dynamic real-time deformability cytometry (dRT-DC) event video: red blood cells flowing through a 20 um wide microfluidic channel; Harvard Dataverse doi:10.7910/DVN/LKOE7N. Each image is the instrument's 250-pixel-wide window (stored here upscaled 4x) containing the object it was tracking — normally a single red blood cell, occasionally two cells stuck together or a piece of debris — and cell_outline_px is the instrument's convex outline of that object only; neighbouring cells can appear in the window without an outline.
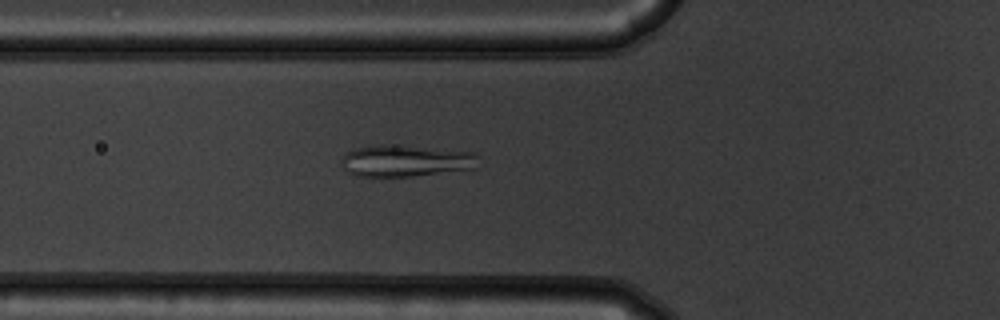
{"species": "common noctule bat (a hibernating species)", "species_latin": "Nyctalus noctula", "temperature_condition": "warm", "stored_images_in_passage": 53, "camera_frame_rate_fps": 3000, "um_per_image_px": 0.085, "animal": {"sex": "male", "body_mass_g": 19.5, "forearm_length_mm": 54.6}, "frame": {"image": 1, "passage_image": 20, "time_ms": 6.333, "image_size_px": [1000, 320], "cell_outline_px": [[476, 168], [412, 176], [356, 176], [348, 172], [340, 164], [340, 160], [348, 152], [356, 148], [384, 144], [404, 144], [476, 152]], "centroid_in_image_um": [34.48, 13.64], "position_along_channel_um": 91.3, "area_um2": 25.49}}
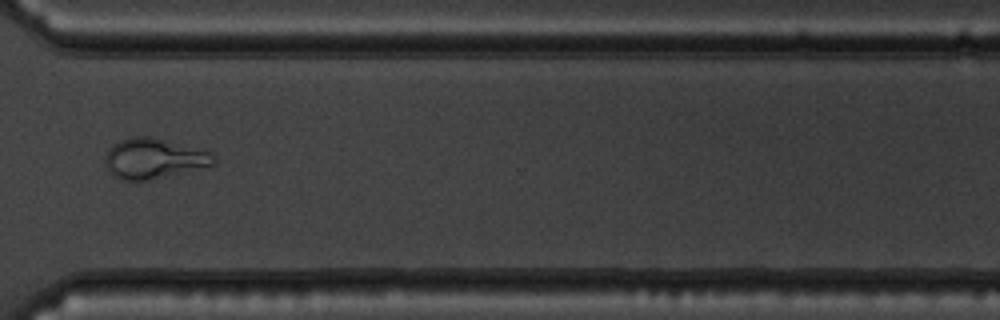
{"frame": {"image": 2, "passage_image": 41, "time_ms": 13.333, "image_size_px": [1000, 320], "cell_outline_px": [[216, 160], [208, 168], [136, 184], [120, 180], [108, 168], [104, 160], [104, 156], [108, 148], [112, 144], [120, 140], [132, 136], [148, 136], [212, 152]], "centroid_in_image_um": [13.07, 13.53], "position_along_channel_um": 357.5, "area_um2": 26.3}}
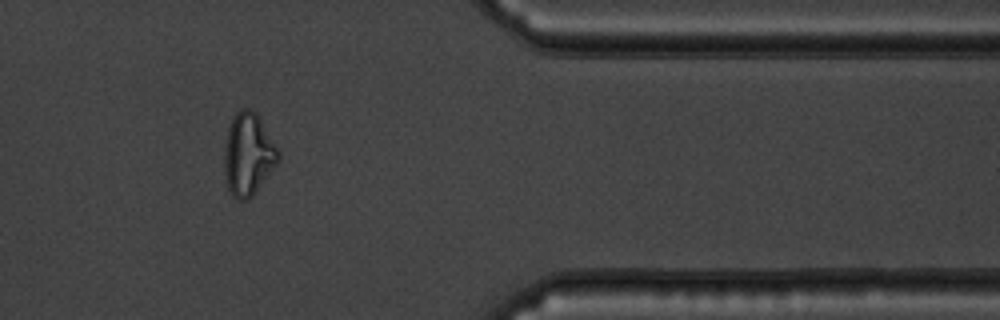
{"frame": {"image": 3, "passage_image": 45, "time_ms": 14.667, "image_size_px": [1000, 320], "cell_outline_px": [[280, 160], [252, 196], [248, 200], [236, 200], [232, 196], [228, 188], [224, 176], [224, 148], [228, 128], [236, 112], [240, 108], [252, 108], [256, 112], [280, 152]], "centroid_in_image_um": [21.09, 13.12], "position_along_channel_um": 390.3, "area_um2": 26.07}}